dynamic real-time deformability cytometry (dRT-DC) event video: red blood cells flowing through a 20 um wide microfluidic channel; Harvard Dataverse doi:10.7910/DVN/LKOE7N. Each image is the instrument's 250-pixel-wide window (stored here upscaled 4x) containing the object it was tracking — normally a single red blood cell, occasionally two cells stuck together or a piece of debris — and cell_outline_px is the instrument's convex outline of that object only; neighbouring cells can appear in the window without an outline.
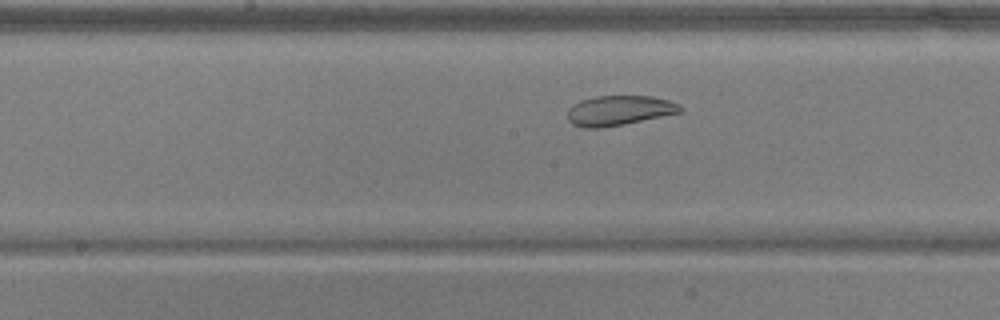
{"species": "common noctule bat (a hibernating species)", "species_latin": "Nyctalus noctula", "temperature_condition": "warm", "stored_images_in_passage": 44, "camera_frame_rate_fps": 3000, "um_per_image_px": 0.085, "animal": {"sex": "male", "body_mass_g": 17.9, "forearm_length_mm": 54.2}, "frame": {"image": 1, "passage_image": 19, "time_ms": 6.0, "image_size_px": [1000, 320], "cell_outline_px": [[684, 112], [624, 124], [600, 128], [584, 128], [572, 124], [568, 120], [568, 108], [572, 104], [580, 100], [596, 96], [652, 96], [668, 100], [684, 108]], "centroid_in_image_um": [52.62, 9.39], "position_along_channel_um": 195.6, "area_um2": 19.77}}
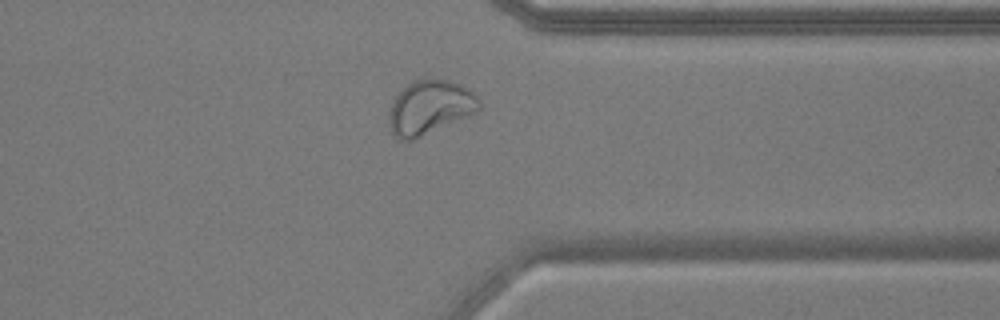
{"frame": {"image": 2, "passage_image": 33, "time_ms": 10.667, "image_size_px": [1000, 320], "cell_outline_px": [[480, 108], [476, 112], [412, 140], [400, 140], [392, 132], [388, 124], [388, 112], [392, 100], [412, 80], [436, 76], [460, 84], [468, 88], [480, 100]], "centroid_in_image_um": [36.51, 9.08], "position_along_channel_um": 374.9, "area_um2": 28.55}}
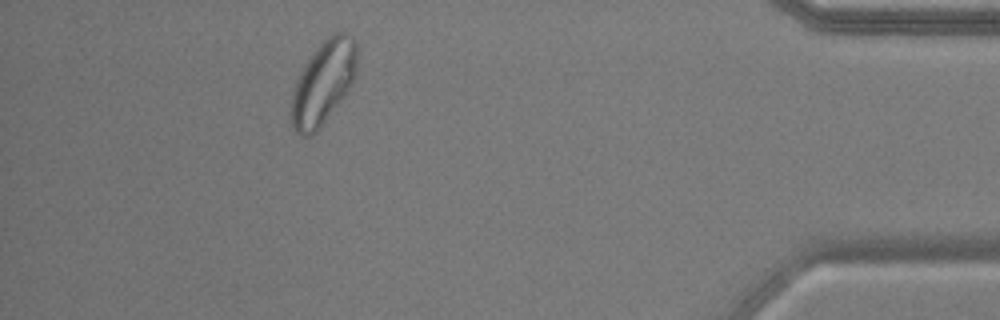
{"frame": {"image": 3, "passage_image": 39, "time_ms": 12.667, "image_size_px": [1000, 320], "cell_outline_px": [[356, 76], [352, 84], [344, 96], [320, 128], [312, 136], [300, 136], [292, 128], [288, 112], [292, 92], [296, 80], [304, 64], [312, 52], [328, 36], [340, 28], [352, 36], [356, 44]], "centroid_in_image_um": [27.44, 7.04], "position_along_channel_um": 407.8, "area_um2": 32.71}, "authors_computed_cell_mechanics": {"area_um2": 25.4609, "velocity_mm_per_s": 3.8892, "shape_relaxation_time_tau1_ms": null, "shape_relaxation_time_tau2_ms": 1.6578, "deformation_change_tau1": null, "deformation_change_tau2": 0.0613}}